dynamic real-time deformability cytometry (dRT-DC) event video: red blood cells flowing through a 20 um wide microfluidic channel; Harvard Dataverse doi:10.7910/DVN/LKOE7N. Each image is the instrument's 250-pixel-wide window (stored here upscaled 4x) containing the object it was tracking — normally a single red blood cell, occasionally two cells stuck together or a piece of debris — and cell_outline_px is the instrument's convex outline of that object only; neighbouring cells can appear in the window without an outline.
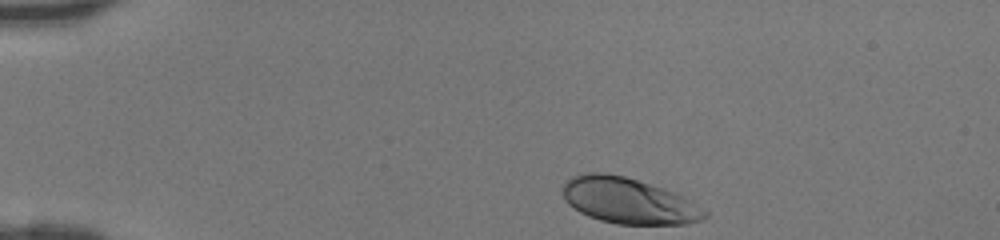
{"species": "human", "species_latin": "Homo sapiens", "temperature_condition": "room temperature", "stored_images_in_passage": 32, "camera_frame_rate_fps": 3000, "um_per_image_px": 0.085, "donor": {"sex": "female"}, "frame": {"image": 1, "passage_image": 1, "time_ms": 0.0, "image_size_px": [1000, 240], "cell_outline_px": [[708, 216], [700, 220], [684, 224], [616, 224], [600, 220], [588, 216], [580, 212], [568, 204], [564, 200], [564, 184], [572, 176], [584, 172], [604, 172], [624, 176], [664, 188], [680, 196], [708, 212]], "centroid_in_image_um": [53.38, 17.06], "position_along_channel_um": 31.6, "area_um2": 37.57}}
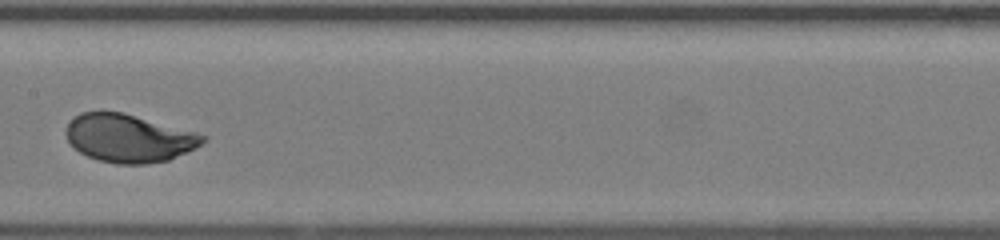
{"frame": {"image": 2, "passage_image": 17, "time_ms": 5.333, "image_size_px": [1000, 240], "cell_outline_px": [[208, 140], [196, 148], [168, 160], [144, 164], [116, 164], [100, 160], [88, 156], [80, 152], [68, 140], [64, 132], [68, 124], [80, 112], [124, 112], [196, 132], [208, 136]], "centroid_in_image_um": [10.99, 11.74], "position_along_channel_um": 196.4, "area_um2": 38.21}}
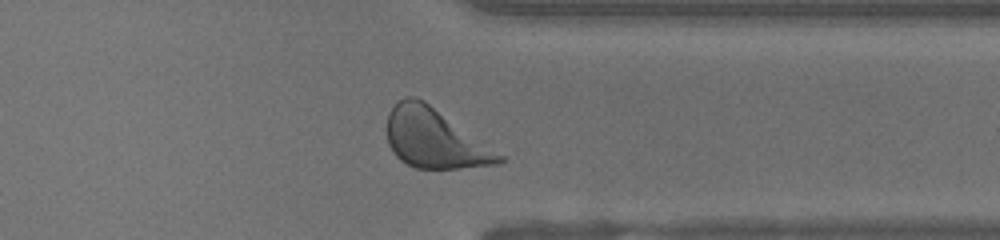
{"frame": {"image": 3, "passage_image": 29, "time_ms": 9.333, "image_size_px": [1000, 240], "cell_outline_px": [[504, 160], [496, 164], [460, 168], [416, 168], [400, 160], [396, 156], [388, 144], [388, 112], [404, 96], [416, 96], [424, 100], [504, 156]], "centroid_in_image_um": [36.92, 11.77], "position_along_channel_um": 374.5, "area_um2": 38.15}}